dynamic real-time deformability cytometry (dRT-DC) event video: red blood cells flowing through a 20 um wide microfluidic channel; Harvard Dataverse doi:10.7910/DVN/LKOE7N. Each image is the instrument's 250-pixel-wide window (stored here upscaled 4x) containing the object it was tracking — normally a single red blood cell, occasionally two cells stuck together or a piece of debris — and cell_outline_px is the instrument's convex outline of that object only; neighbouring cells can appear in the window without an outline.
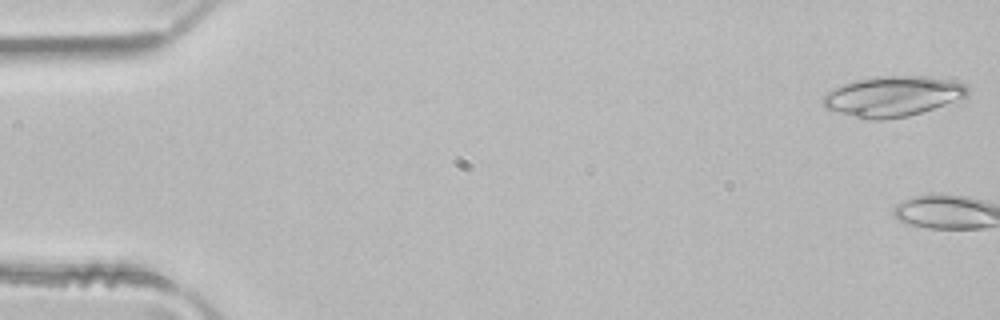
{"species": "common noctule bat (a hibernating species)", "species_latin": "Nyctalus noctula", "temperature_condition": "room temperature", "stored_images_in_passage": 5, "camera_frame_rate_fps": 3000, "um_per_image_px": 0.085, "animal": {"sex": "male", "body_mass_g": 21.5, "forearm_length_mm": 52.0}, "frame": {"image": 1, "passage_image": 1, "time_ms": 0.0, "image_size_px": [1000, 320], "cell_outline_px": [[968, 96], [908, 116], [884, 120], [868, 120], [824, 108], [820, 100], [820, 96], [832, 88], [840, 84], [856, 80], [876, 76], [928, 76], [952, 80], [968, 84]], "centroid_in_image_um": [75.82, 8.17], "position_along_channel_um": 9.2, "area_um2": 34.28}}